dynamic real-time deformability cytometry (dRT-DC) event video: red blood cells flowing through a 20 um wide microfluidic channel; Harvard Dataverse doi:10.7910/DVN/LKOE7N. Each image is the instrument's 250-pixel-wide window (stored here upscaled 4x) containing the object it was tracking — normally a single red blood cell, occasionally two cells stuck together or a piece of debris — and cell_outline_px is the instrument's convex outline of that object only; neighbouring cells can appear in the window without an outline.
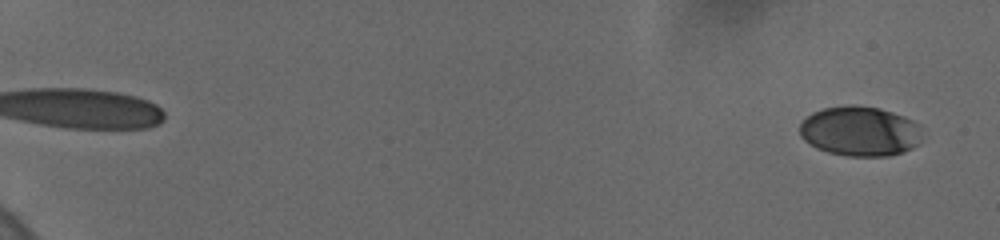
{"species": "human", "species_latin": "Homo sapiens", "temperature_condition": "cold", "stored_images_in_passage": 91, "camera_frame_rate_fps": 3000, "um_per_image_px": 0.085, "donor": {"sex": "female"}, "frame": {"image": 1, "passage_image": 5, "time_ms": 1.0, "image_size_px": [1000, 240], "cell_outline_px": [[916, 144], [912, 148], [888, 156], [848, 156], [828, 152], [816, 148], [804, 140], [800, 136], [800, 124], [812, 112], [824, 108], [876, 108], [892, 112], [908, 120]], "centroid_in_image_um": [72.9, 11.21], "position_along_channel_um": 12.1, "area_um2": 33.29}}
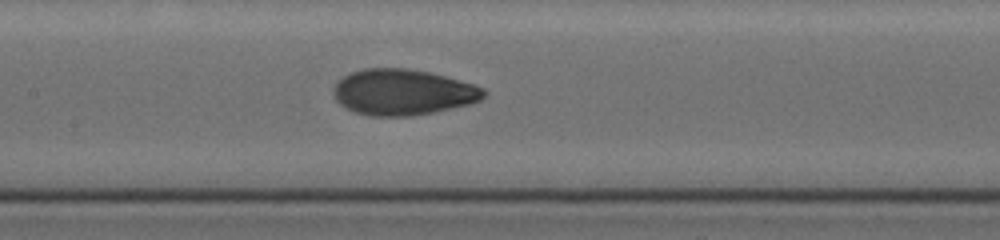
{"frame": {"image": 2, "passage_image": 52, "time_ms": 11.0, "image_size_px": [1000, 240], "cell_outline_px": [[488, 92], [480, 100], [472, 104], [412, 116], [372, 116], [356, 112], [340, 104], [332, 96], [332, 88], [344, 76], [352, 72], [364, 68], [408, 68], [432, 72], [472, 84], [484, 88]], "centroid_in_image_um": [34.25, 7.83], "position_along_channel_um": 173.1, "area_um2": 40.29}}
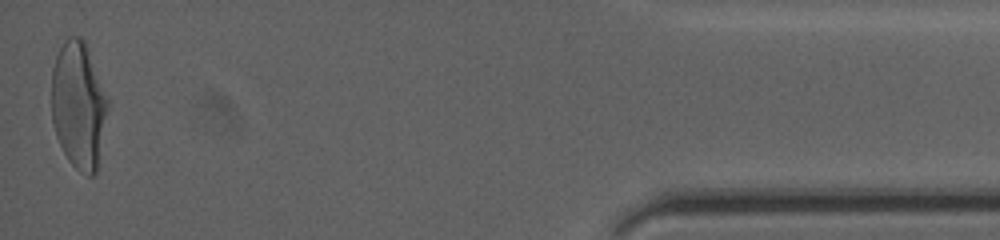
{"frame": {"image": 3, "passage_image": 90, "time_ms": 19.667, "image_size_px": [1000, 240], "cell_outline_px": [[108, 108], [96, 172], [92, 176], [88, 176], [80, 172], [68, 160], [56, 136], [52, 120], [52, 68], [56, 56], [64, 40], [68, 36], [80, 36], [84, 40], [108, 100]], "centroid_in_image_um": [6.66, 8.94], "position_along_channel_um": 428.5, "area_um2": 41.21}, "authors_computed_cell_mechanics": {"area_um2": 38.148, "velocity_mm_per_s": 3.6957, "shape_relaxation_time_tau1_ms": 4.4437, "shape_relaxation_time_tau2_ms": 0.9177, "deformation_change_tau1": 0.176, "deformation_change_tau2": 0.0529}}